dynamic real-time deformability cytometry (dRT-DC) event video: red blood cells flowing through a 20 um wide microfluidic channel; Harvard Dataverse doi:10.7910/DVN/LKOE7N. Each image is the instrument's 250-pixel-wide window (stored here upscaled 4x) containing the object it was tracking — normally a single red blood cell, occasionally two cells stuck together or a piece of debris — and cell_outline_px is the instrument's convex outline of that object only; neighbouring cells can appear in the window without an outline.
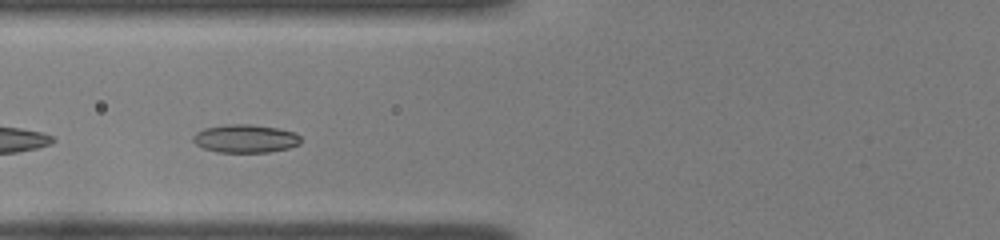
{"species": "common noctule bat (a hibernating species)", "species_latin": "Nyctalus noctula", "temperature_condition": "room temperature", "stored_images_in_passage": 34, "camera_frame_rate_fps": 3000, "um_per_image_px": 0.085, "animal": {"sex": "female", "body_mass_g": 22.0, "forearm_length_mm": 56.7}, "frame": {"image": 1, "passage_image": 4, "time_ms": 1.0, "image_size_px": [1000, 240], "cell_outline_px": [[300, 144], [288, 148], [268, 152], [216, 152], [204, 148], [196, 144], [192, 140], [192, 136], [196, 132], [204, 128], [224, 124], [252, 124], [276, 128], [296, 132], [300, 136]], "centroid_in_image_um": [20.84, 11.77], "position_along_channel_um": 105.0, "area_um2": 17.8}}
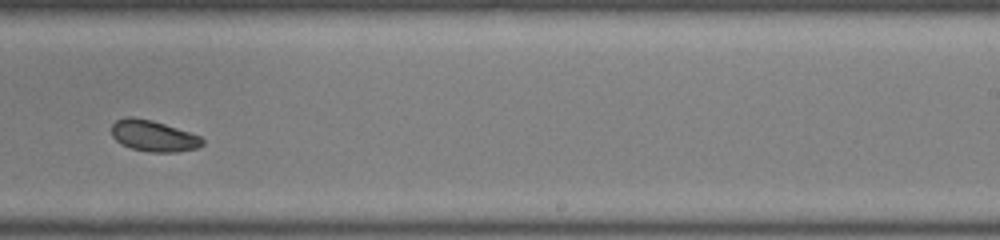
{"frame": {"image": 2, "passage_image": 17, "time_ms": 5.333, "image_size_px": [1000, 240], "cell_outline_px": [[204, 144], [196, 148], [176, 152], [148, 152], [132, 148], [120, 144], [112, 136], [112, 124], [116, 120], [128, 116], [132, 116], [152, 120], [200, 136], [204, 140]], "centroid_in_image_um": [13.02, 11.55], "position_along_channel_um": 276.0, "area_um2": 16.42}}
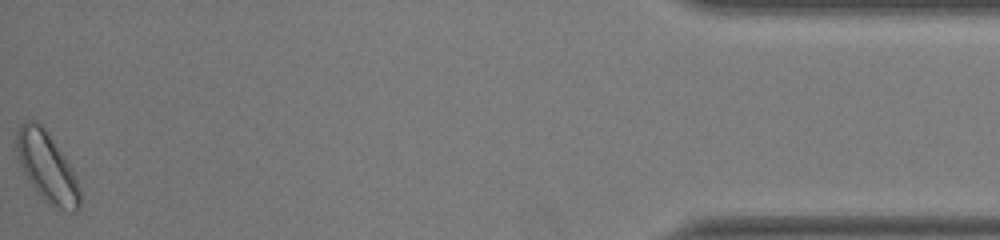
{"frame": {"image": 3, "passage_image": 34, "time_ms": 11.0, "image_size_px": [1000, 240], "cell_outline_px": [[80, 208], [76, 212], [72, 212], [52, 208], [36, 192], [24, 172], [20, 164], [16, 148], [16, 136], [20, 124], [24, 120], [32, 120], [40, 124], [48, 132], [72, 168], [80, 192]], "centroid_in_image_um": [3.99, 14.23], "position_along_channel_um": 431.2, "area_um2": 25.72}, "authors_computed_cell_mechanics": {"area_um2": 16.9643, "velocity_mm_per_s": 3.9579, "shape_relaxation_time_tau1_ms": 4.2494, "shape_relaxation_time_tau2_ms": null, "deformation_change_tau1": 0.0956, "deformation_change_tau2": null}}